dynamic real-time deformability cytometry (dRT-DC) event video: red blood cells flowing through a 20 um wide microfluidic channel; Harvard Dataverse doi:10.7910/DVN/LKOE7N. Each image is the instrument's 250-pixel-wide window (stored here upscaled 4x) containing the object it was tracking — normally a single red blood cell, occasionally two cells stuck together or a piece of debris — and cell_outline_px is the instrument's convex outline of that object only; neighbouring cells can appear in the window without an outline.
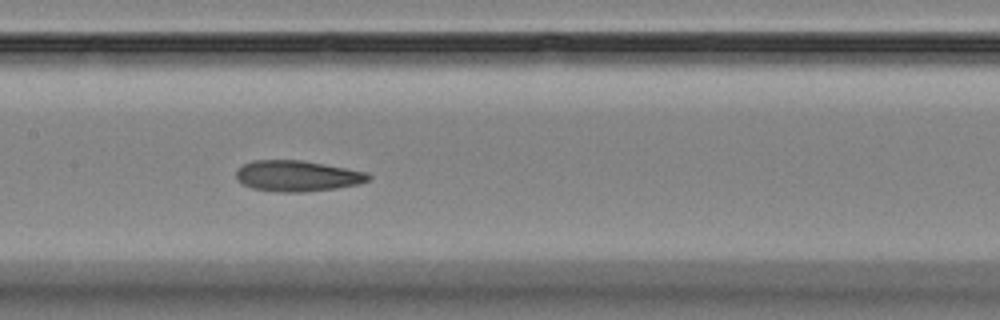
{"species": "Egyptian fruit bat (a non-hibernating species)", "species_latin": "Rousettus aegyptiacus", "temperature_condition": "room temperature", "stored_images_in_passage": 10, "camera_frame_rate_fps": 3000, "um_per_image_px": 0.085, "animal": {"sex": "female"}, "frame": {"image": 1, "passage_image": 7, "time_ms": 8.0, "image_size_px": [1000, 320], "cell_outline_px": [[372, 176], [368, 180], [360, 184], [336, 188], [304, 192], [280, 192], [252, 188], [236, 180], [236, 172], [244, 164], [252, 160], [300, 160], [368, 172]], "centroid_in_image_um": [25.28, 14.96], "position_along_channel_um": 182.1, "area_um2": 23.7}}
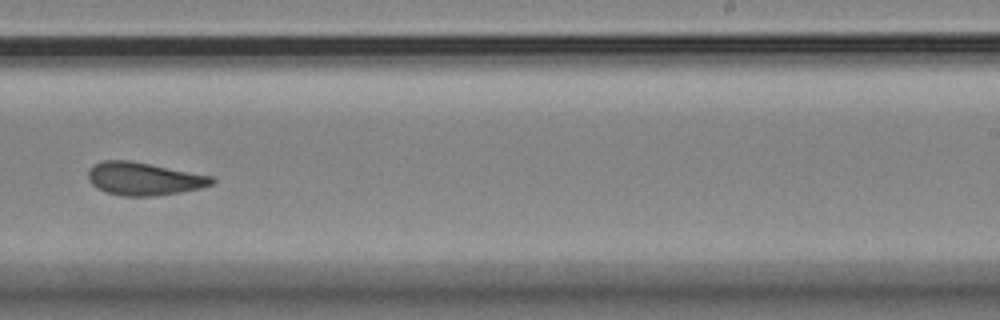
{"frame": {"image": 2, "passage_image": 9, "time_ms": 10.667, "image_size_px": [1000, 320], "cell_outline_px": [[216, 180], [212, 184], [200, 188], [180, 192], [152, 196], [124, 196], [104, 192], [96, 188], [88, 180], [88, 168], [92, 164], [104, 160], [128, 160], [212, 176]], "centroid_in_image_um": [12.17, 15.2], "position_along_channel_um": 276.8, "area_um2": 23.7}}
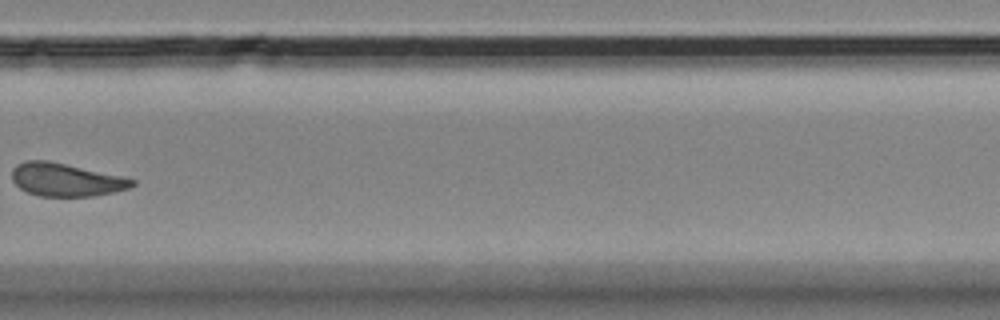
{"frame": {"image": 3, "passage_image": 10, "time_ms": 12.0, "image_size_px": [1000, 320], "cell_outline_px": [[136, 184], [128, 188], [116, 192], [96, 196], [40, 196], [28, 192], [20, 188], [12, 180], [12, 168], [16, 164], [28, 160], [48, 160], [120, 176], [136, 180]], "centroid_in_image_um": [5.59, 15.28], "position_along_channel_um": 324.2, "area_um2": 23.06}}